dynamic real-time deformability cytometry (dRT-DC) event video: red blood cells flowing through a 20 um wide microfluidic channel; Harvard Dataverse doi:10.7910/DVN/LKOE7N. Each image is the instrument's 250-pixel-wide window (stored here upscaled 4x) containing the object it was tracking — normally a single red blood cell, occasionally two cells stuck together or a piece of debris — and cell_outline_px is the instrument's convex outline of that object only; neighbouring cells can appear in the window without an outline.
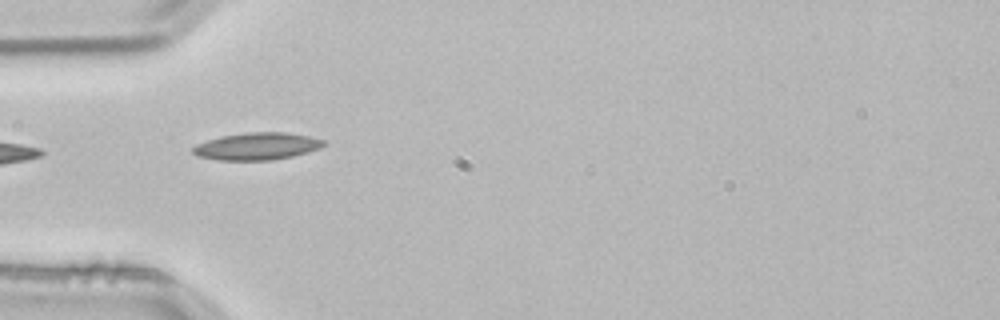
{"species": "common noctule bat (a hibernating species)", "species_latin": "Nyctalus noctula", "temperature_condition": "room temperature", "stored_images_in_passage": 3, "camera_frame_rate_fps": 3000, "um_per_image_px": 0.085, "animal": {"sex": "male", "body_mass_g": 21.5, "forearm_length_mm": 52.0}, "frame": {"image": 1, "passage_image": 3, "time_ms": 0.667, "image_size_px": [1000, 320], "cell_outline_px": [[324, 144], [320, 148], [292, 156], [272, 160], [216, 160], [200, 156], [192, 152], [192, 148], [196, 144], [220, 136], [248, 132], [284, 132], [308, 136], [324, 140]], "centroid_in_image_um": [21.82, 12.43], "position_along_channel_um": 63.2, "area_um2": 20.58}}